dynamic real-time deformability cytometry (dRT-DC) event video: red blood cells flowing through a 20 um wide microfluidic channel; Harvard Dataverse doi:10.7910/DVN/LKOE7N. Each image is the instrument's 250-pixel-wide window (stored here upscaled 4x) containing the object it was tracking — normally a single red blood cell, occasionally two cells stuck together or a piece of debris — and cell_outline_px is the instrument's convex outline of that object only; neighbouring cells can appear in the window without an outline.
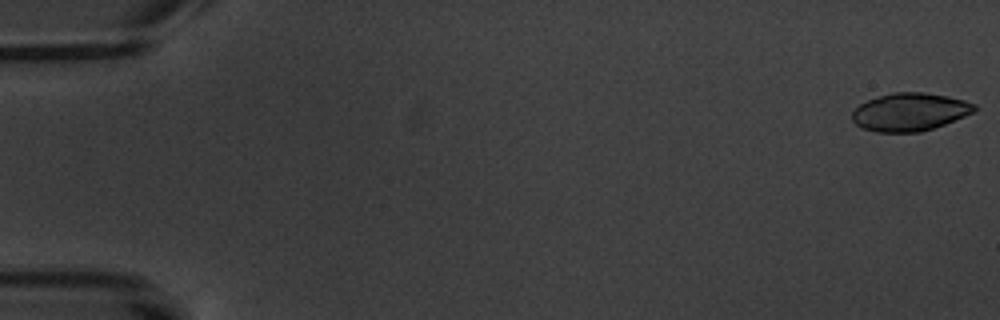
{"species": "common noctule bat (a hibernating species)", "species_latin": "Nyctalus noctula", "temperature_condition": "warm", "stored_images_in_passage": 6, "camera_frame_rate_fps": 3000, "um_per_image_px": 0.085, "animal": {"sex": "male", "body_mass_g": 20.1, "forearm_length_mm": 53.5}, "frame": {"image": 1, "passage_image": 1, "time_ms": 0.0, "image_size_px": [1000, 320], "cell_outline_px": [[976, 108], [972, 112], [964, 116], [944, 124], [920, 132], [876, 132], [864, 128], [856, 124], [852, 120], [852, 112], [860, 104], [868, 100], [892, 92], [924, 92], [948, 96], [964, 100], [976, 104]], "centroid_in_image_um": [77.33, 9.51], "position_along_channel_um": 7.7, "area_um2": 26.82}}
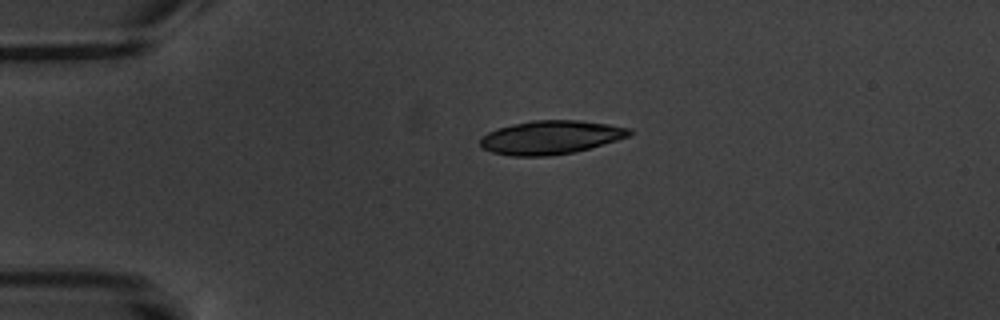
{"frame": {"image": 2, "passage_image": 5, "time_ms": 4.333, "image_size_px": [1000, 320], "cell_outline_px": [[632, 132], [628, 136], [616, 140], [588, 148], [572, 152], [548, 156], [512, 156], [492, 152], [484, 148], [480, 144], [480, 140], [488, 132], [512, 124], [532, 120], [580, 120], [608, 124], [632, 128]], "centroid_in_image_um": [46.82, 11.67], "position_along_channel_um": 38.2, "area_um2": 28.9}}